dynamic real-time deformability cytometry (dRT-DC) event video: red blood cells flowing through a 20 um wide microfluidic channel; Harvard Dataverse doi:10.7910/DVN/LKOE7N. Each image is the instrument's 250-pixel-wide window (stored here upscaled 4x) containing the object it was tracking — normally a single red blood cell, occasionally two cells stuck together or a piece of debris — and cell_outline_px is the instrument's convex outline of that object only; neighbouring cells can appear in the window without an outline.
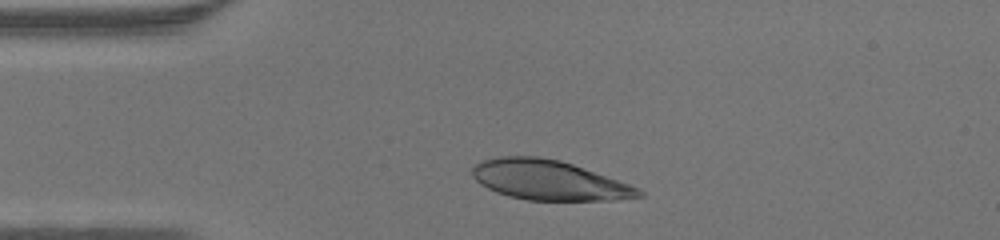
{"species": "human", "species_latin": "Homo sapiens", "temperature_condition": "warm", "stored_images_in_passage": 31, "camera_frame_rate_fps": 3000, "um_per_image_px": 0.085, "donor": {"sex": "male"}, "frame": {"image": 1, "passage_image": 4, "time_ms": 1.0, "image_size_px": [1000, 240], "cell_outline_px": [[644, 196], [616, 200], [528, 200], [508, 196], [496, 192], [480, 184], [472, 176], [472, 168], [476, 164], [484, 160], [500, 156], [536, 156], [560, 160], [572, 164], [640, 188], [644, 192]], "centroid_in_image_um": [46.65, 15.32], "position_along_channel_um": 38.3, "area_um2": 38.38}}
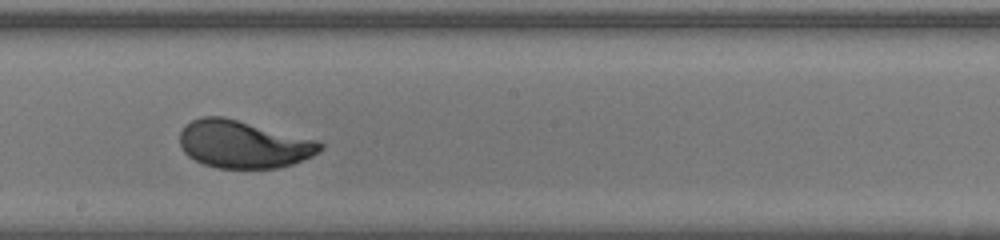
{"frame": {"image": 2, "passage_image": 19, "time_ms": 6.0, "image_size_px": [1000, 240], "cell_outline_px": [[324, 148], [320, 152], [312, 156], [292, 164], [276, 168], [216, 168], [204, 164], [188, 156], [184, 152], [180, 144], [180, 132], [184, 124], [200, 116], [224, 116], [320, 140], [324, 144]], "centroid_in_image_um": [20.71, 12.24], "position_along_channel_um": 227.5, "area_um2": 39.42}}
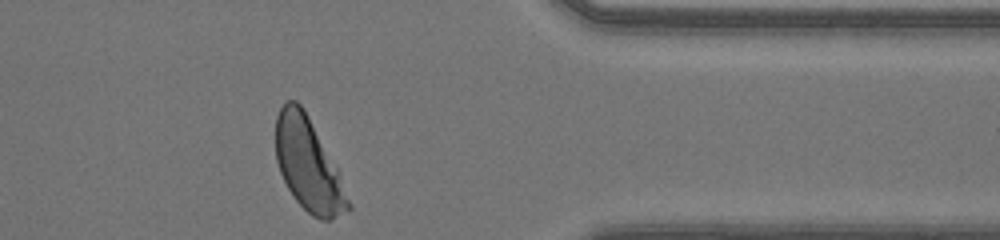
{"frame": {"image": 3, "passage_image": 31, "time_ms": 10.0, "image_size_px": [1000, 240], "cell_outline_px": [[352, 208], [332, 220], [320, 220], [312, 216], [296, 200], [288, 188], [280, 172], [276, 160], [276, 116], [280, 108], [288, 100], [296, 100], [304, 108], [340, 172], [352, 204]], "centroid_in_image_um": [26.24, 14.02], "position_along_channel_um": 385.2, "area_um2": 39.3}}